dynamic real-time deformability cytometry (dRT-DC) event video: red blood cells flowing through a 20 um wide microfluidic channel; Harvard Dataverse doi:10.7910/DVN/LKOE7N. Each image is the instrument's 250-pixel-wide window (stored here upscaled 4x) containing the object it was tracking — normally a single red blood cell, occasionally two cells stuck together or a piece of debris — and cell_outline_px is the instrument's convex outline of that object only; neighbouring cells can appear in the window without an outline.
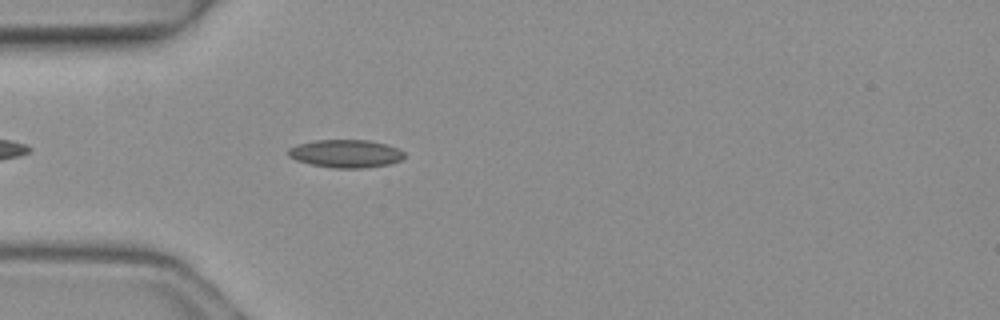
{"species": "common noctule bat (a hibernating species)", "species_latin": "Nyctalus noctula", "temperature_condition": "warm", "stored_images_in_passage": 1, "camera_frame_rate_fps": 3000, "um_per_image_px": 0.085, "animal": {"sex": "female", "body_mass_g": 19.3, "forearm_length_mm": 54.1}, "frame": {"image": 1, "passage_image": 1, "time_ms": 0.0, "image_size_px": [1000, 320], "cell_outline_px": [[404, 156], [400, 160], [388, 164], [364, 168], [332, 168], [312, 164], [296, 160], [288, 156], [288, 148], [296, 144], [316, 140], [368, 140], [388, 144], [400, 148], [404, 152]], "centroid_in_image_um": [29.39, 13.05], "position_along_channel_um": 55.6, "area_um2": 19.02}}